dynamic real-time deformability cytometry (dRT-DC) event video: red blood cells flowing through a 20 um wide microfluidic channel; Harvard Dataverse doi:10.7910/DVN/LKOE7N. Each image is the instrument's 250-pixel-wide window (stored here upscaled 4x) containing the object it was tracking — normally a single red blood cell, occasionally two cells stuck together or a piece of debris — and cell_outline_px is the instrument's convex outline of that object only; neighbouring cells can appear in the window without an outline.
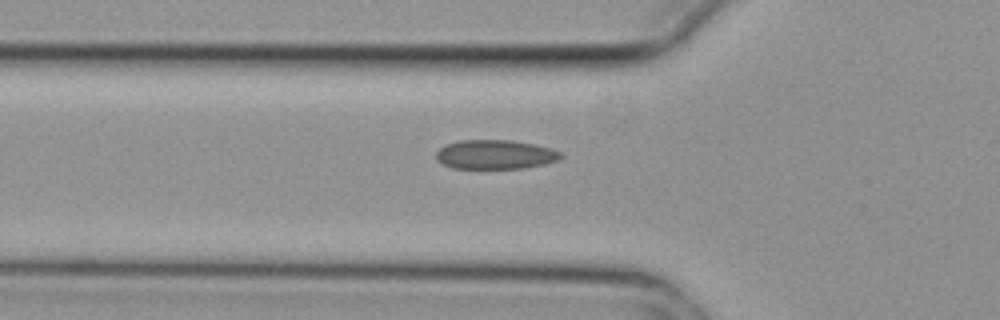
{"species": "common noctule bat (a hibernating species)", "species_latin": "Nyctalus noctula", "temperature_condition": "cold", "stored_images_in_passage": 4, "camera_frame_rate_fps": 3000, "um_per_image_px": 0.085, "animal": {"sex": "female", "body_mass_g": 29.2, "forearm_length_mm": 56.3}, "frame": {"image": 1, "passage_image": 4, "time_ms": 1.0, "image_size_px": [1000, 320], "cell_outline_px": [[564, 156], [560, 160], [544, 164], [524, 168], [452, 168], [436, 160], [436, 152], [440, 148], [448, 144], [460, 140], [512, 140], [536, 144], [552, 148], [564, 152]], "centroid_in_image_um": [42.17, 13.13], "position_along_channel_um": 83.6, "area_um2": 21.44}}